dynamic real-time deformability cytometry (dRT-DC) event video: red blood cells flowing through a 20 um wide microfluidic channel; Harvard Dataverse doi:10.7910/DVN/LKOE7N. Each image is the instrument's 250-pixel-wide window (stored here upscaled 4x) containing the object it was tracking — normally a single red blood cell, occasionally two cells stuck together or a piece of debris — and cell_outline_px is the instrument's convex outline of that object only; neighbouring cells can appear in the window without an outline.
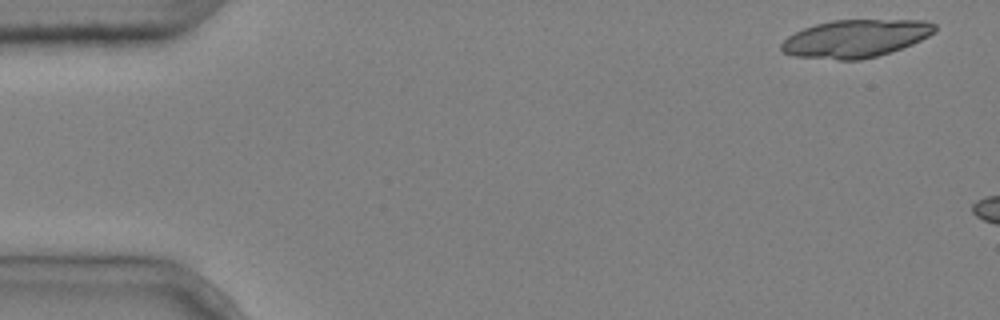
{"species": "common noctule bat (a hibernating species)", "species_latin": "Nyctalus noctula", "temperature_condition": "cold", "stored_images_in_passage": 3, "camera_frame_rate_fps": 3000, "um_per_image_px": 0.085, "animal": {"sex": "male", "body_mass_g": 20.4}, "frame": {"image": 1, "passage_image": 1, "time_ms": 0.0, "image_size_px": [1000, 320], "cell_outline_px": [[936, 32], [912, 44], [876, 56], [860, 60], [840, 60], [796, 56], [784, 52], [780, 48], [780, 44], [788, 36], [804, 28], [816, 24], [832, 20], [924, 20], [936, 24]], "centroid_in_image_um": [72.73, 3.27], "position_along_channel_um": 12.3, "area_um2": 33.52}}